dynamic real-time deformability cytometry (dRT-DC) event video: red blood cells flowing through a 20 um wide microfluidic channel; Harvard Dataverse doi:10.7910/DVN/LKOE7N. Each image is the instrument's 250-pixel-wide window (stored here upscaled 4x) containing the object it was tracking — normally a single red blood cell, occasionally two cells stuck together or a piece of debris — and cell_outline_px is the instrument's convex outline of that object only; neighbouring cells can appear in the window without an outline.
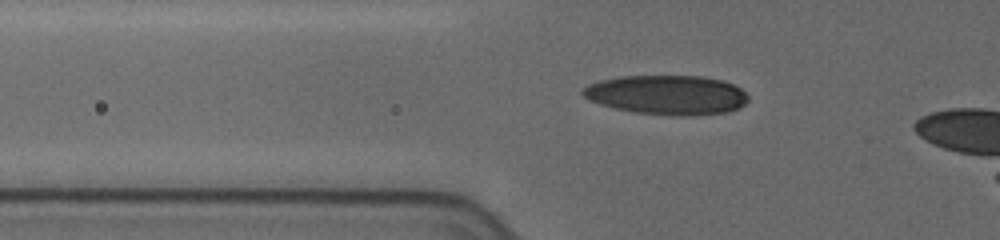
{"species": "human", "species_latin": "Homo sapiens", "temperature_condition": "cold", "stored_images_in_passage": 47, "camera_frame_rate_fps": 3000, "um_per_image_px": 0.085, "donor": {"sex": "female"}, "frame": {"image": 1, "passage_image": 2, "time_ms": 0.333, "image_size_px": [1000, 240], "cell_outline_px": [[748, 100], [740, 108], [728, 112], [692, 116], [672, 116], [636, 112], [616, 108], [600, 104], [588, 100], [580, 92], [588, 84], [600, 80], [620, 76], [700, 76], [724, 80], [740, 88], [748, 96]], "centroid_in_image_um": [56.7, 8.07], "position_along_channel_um": 69.1, "area_um2": 38.21}}
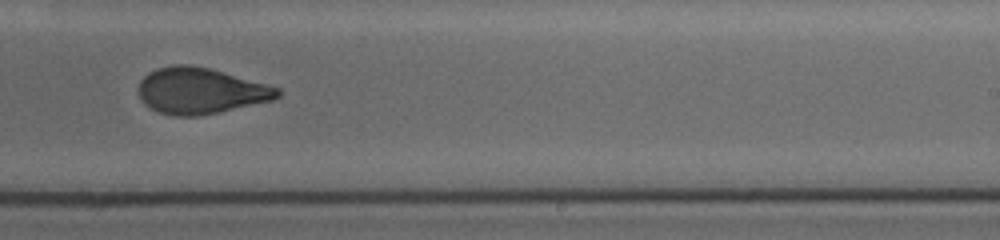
{"frame": {"image": 2, "passage_image": 27, "time_ms": 6.0, "image_size_px": [1000, 240], "cell_outline_px": [[280, 96], [272, 100], [220, 112], [196, 116], [176, 116], [160, 112], [144, 104], [140, 100], [136, 88], [140, 80], [148, 72], [156, 68], [172, 64], [184, 64], [208, 68], [280, 88]], "centroid_in_image_um": [16.98, 7.72], "position_along_channel_um": 272.0, "area_um2": 37.28}}
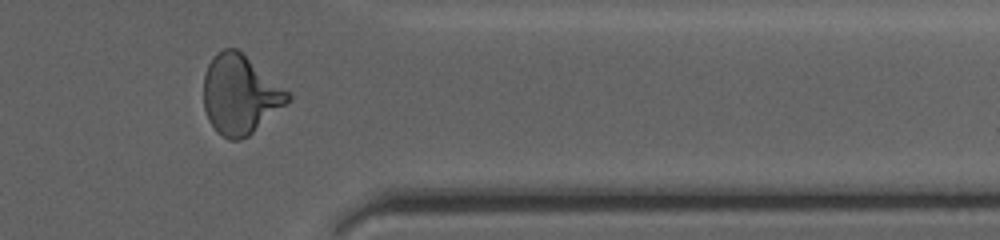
{"frame": {"image": 3, "passage_image": 41, "time_ms": 9.333, "image_size_px": [1000, 240], "cell_outline_px": [[292, 100], [248, 136], [240, 140], [228, 140], [216, 132], [208, 120], [204, 108], [204, 76], [208, 64], [212, 56], [216, 52], [224, 48], [236, 48], [292, 92]], "centroid_in_image_um": [20.43, 8.04], "position_along_channel_um": 391.0, "area_um2": 39.3}}